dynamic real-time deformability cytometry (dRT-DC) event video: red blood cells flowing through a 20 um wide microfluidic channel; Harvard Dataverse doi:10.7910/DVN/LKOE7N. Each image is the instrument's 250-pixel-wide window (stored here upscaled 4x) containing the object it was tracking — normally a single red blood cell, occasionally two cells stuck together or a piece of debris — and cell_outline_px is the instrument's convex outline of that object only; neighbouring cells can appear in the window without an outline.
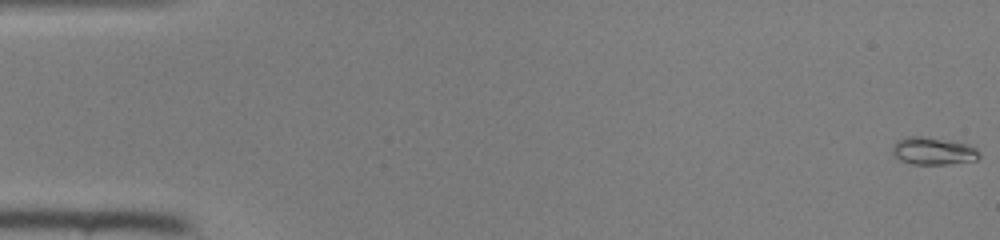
{"species": "common noctule bat (a hibernating species)", "species_latin": "Nyctalus noctula", "temperature_condition": "room temperature", "stored_images_in_passage": 47, "camera_frame_rate_fps": 3000, "um_per_image_px": 0.085, "animal": {"sex": "female", "body_mass_g": 22.0, "forearm_length_mm": 56.7}, "frame": {"image": 1, "passage_image": 1, "time_ms": 0.0, "image_size_px": [1000, 240], "cell_outline_px": [[980, 156], [976, 160], [948, 164], [912, 164], [900, 160], [892, 152], [892, 148], [896, 140], [908, 136], [924, 136], [964, 144], [976, 148], [980, 152]], "centroid_in_image_um": [79.29, 12.84], "position_along_channel_um": 5.7, "area_um2": 13.76}}
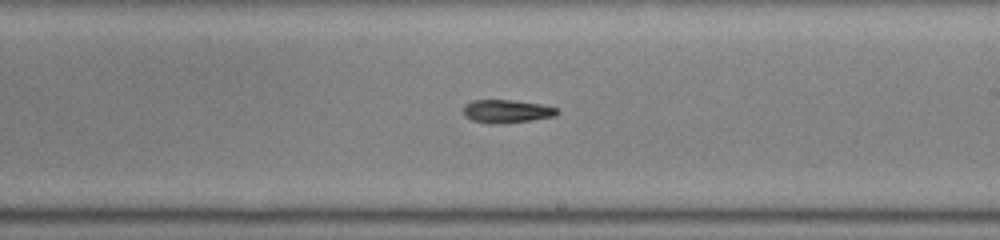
{"frame": {"image": 2, "passage_image": 28, "time_ms": 9.0, "image_size_px": [1000, 240], "cell_outline_px": [[560, 112], [556, 116], [532, 120], [504, 124], [488, 124], [472, 120], [464, 116], [464, 104], [472, 100], [512, 100], [540, 104], [556, 108]], "centroid_in_image_um": [43.06, 9.47], "position_along_channel_um": 245.9, "area_um2": 12.83}}
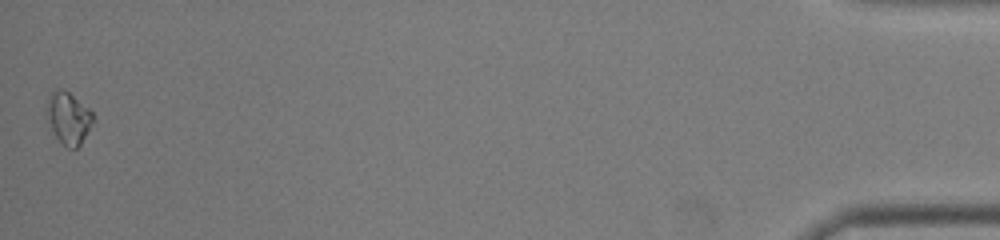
{"frame": {"image": 3, "passage_image": 47, "time_ms": 15.333, "image_size_px": [1000, 240], "cell_outline_px": [[92, 120], [80, 144], [76, 148], [64, 148], [60, 144], [44, 112], [44, 108], [48, 96], [56, 88], [64, 88], [88, 108], [92, 112]], "centroid_in_image_um": [5.74, 10.0], "position_along_channel_um": 429.5, "area_um2": 13.99}}